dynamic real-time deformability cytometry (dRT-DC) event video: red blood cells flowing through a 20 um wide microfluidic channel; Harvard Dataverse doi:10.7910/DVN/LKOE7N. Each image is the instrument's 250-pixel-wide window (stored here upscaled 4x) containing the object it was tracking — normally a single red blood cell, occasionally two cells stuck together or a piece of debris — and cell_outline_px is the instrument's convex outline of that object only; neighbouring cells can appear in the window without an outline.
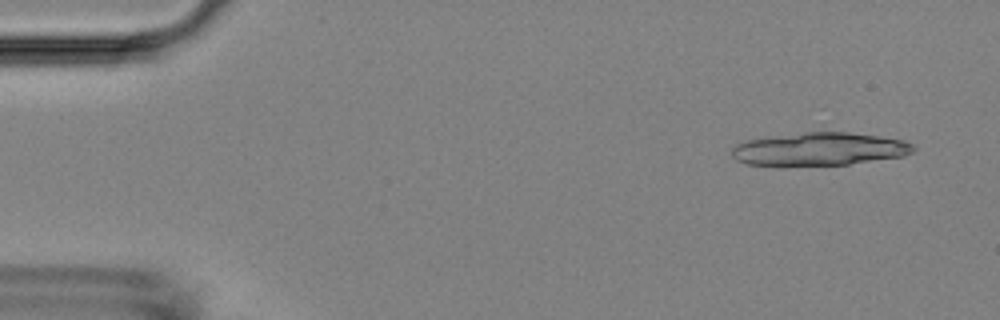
{"species": "Egyptian fruit bat (a non-hibernating species)", "species_latin": "Rousettus aegyptiacus", "temperature_condition": "room temperature", "stored_images_in_passage": 14, "camera_frame_rate_fps": 3000, "um_per_image_px": 0.085, "animal": {"sex": "female"}, "frame": {"image": 1, "passage_image": 3, "time_ms": 0.667, "image_size_px": [1000, 320], "cell_outline_px": [[916, 148], [912, 152], [904, 156], [848, 164], [784, 168], [780, 168], [748, 164], [736, 160], [732, 156], [732, 148], [736, 144], [744, 140], [804, 132], [848, 132], [904, 140], [912, 144]], "centroid_in_image_um": [69.57, 12.71], "position_along_channel_um": 15.4, "area_um2": 35.78}}